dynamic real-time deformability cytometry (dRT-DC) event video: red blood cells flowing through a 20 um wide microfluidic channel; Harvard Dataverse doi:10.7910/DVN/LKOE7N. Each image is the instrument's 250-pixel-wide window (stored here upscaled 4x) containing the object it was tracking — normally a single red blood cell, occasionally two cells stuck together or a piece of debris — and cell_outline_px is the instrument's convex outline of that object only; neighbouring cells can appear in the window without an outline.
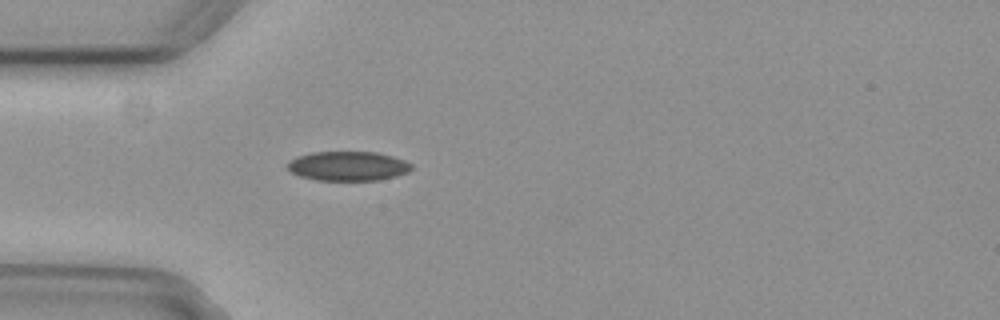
{"species": "common noctule bat (a hibernating species)", "species_latin": "Nyctalus noctula", "temperature_condition": "cold", "stored_images_in_passage": 1, "camera_frame_rate_fps": 3000, "um_per_image_px": 0.085, "animal": {"sex": "female", "body_mass_g": 29.2, "forearm_length_mm": 56.3}, "frame": {"image": 1, "passage_image": 1, "time_ms": 0.0, "image_size_px": [1000, 320], "cell_outline_px": [[412, 168], [408, 172], [396, 176], [376, 180], [316, 180], [300, 176], [292, 172], [288, 168], [288, 160], [296, 156], [312, 152], [376, 152], [392, 156], [404, 160], [412, 164]], "centroid_in_image_um": [29.57, 14.11], "position_along_channel_um": 55.4, "area_um2": 21.21}}